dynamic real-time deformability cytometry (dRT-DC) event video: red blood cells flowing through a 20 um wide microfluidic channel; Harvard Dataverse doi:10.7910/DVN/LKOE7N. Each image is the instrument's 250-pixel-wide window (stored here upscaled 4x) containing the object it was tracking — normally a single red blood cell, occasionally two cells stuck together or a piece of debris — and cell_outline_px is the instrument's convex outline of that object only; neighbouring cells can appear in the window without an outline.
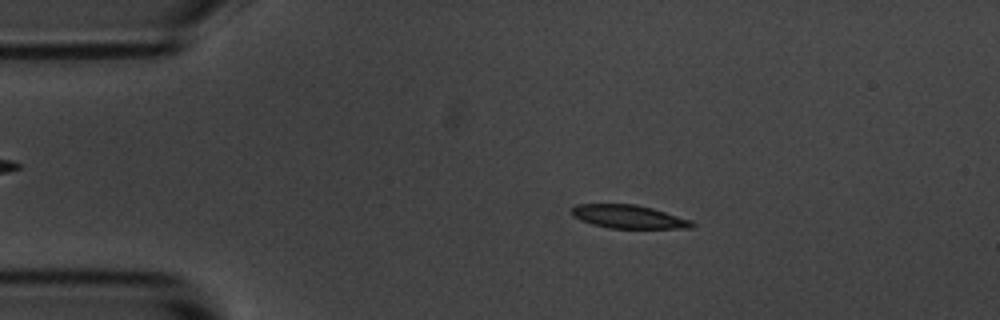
{"species": "common noctule bat (a hibernating species)", "species_latin": "Nyctalus noctula", "temperature_condition": "room temperature", "stored_images_in_passage": 6, "camera_frame_rate_fps": 3000, "um_per_image_px": 0.085, "animal": {"sex": "male", "body_mass_g": 20.1, "forearm_length_mm": 53.5}, "frame": {"image": 1, "passage_image": 2, "time_ms": 1.333, "image_size_px": [1000, 320], "cell_outline_px": [[696, 224], [692, 228], [608, 228], [592, 224], [580, 220], [572, 216], [572, 208], [576, 204], [636, 204], [652, 208], [692, 220]], "centroid_in_image_um": [53.43, 18.42], "position_along_channel_um": 31.6, "area_um2": 16.42}}
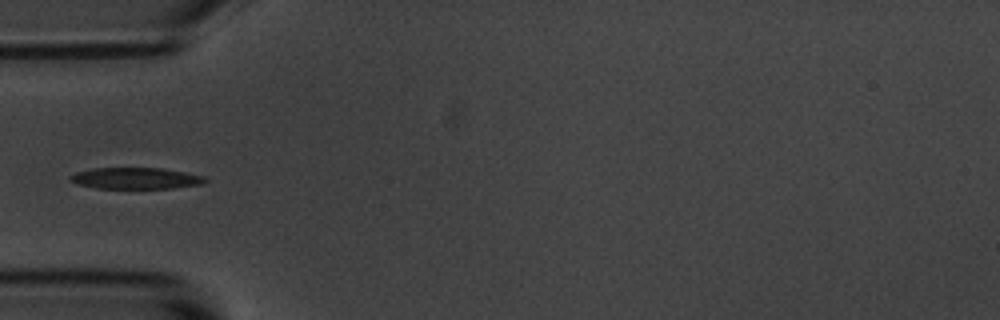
{"frame": {"image": 2, "passage_image": 4, "time_ms": 3.667, "image_size_px": [1000, 320], "cell_outline_px": [[208, 180], [204, 184], [172, 188], [96, 188], [76, 184], [68, 180], [68, 176], [76, 172], [96, 168], [160, 168], [184, 172], [204, 176]], "centroid_in_image_um": [11.52, 15.16], "position_along_channel_um": 73.5, "area_um2": 16.82}}
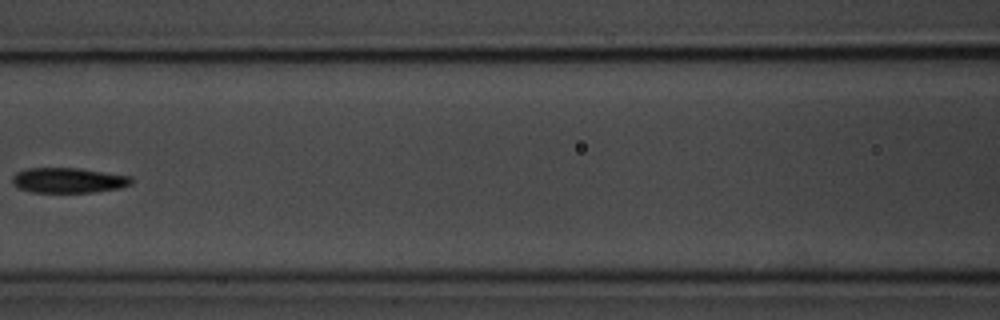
{"frame": {"image": 3, "passage_image": 6, "time_ms": 6.0, "image_size_px": [1000, 320], "cell_outline_px": [[132, 184], [120, 188], [92, 192], [32, 192], [20, 188], [12, 184], [12, 176], [16, 172], [28, 168], [76, 168], [132, 176]], "centroid_in_image_um": [5.81, 15.32], "position_along_channel_um": 160.8, "area_um2": 17.4}}